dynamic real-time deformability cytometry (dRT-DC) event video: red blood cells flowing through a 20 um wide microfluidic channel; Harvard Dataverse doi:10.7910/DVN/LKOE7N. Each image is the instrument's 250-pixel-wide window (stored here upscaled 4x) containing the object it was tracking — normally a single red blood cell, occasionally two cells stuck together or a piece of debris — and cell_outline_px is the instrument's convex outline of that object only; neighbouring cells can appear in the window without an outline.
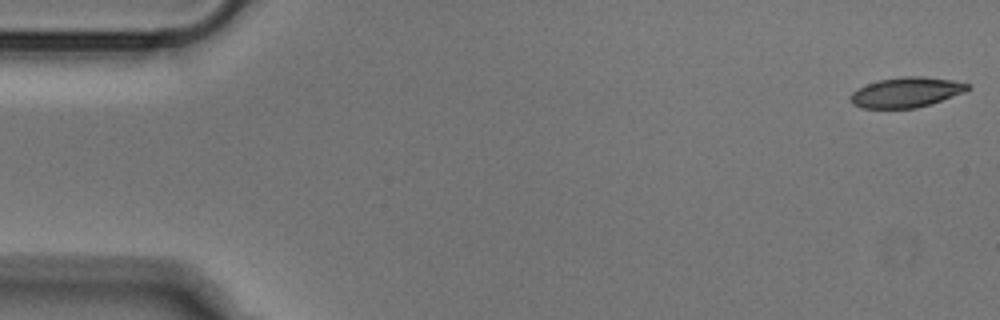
{"species": "Egyptian fruit bat (a non-hibernating species)", "species_latin": "Rousettus aegyptiacus", "temperature_condition": "cold", "stored_images_in_passage": 8, "camera_frame_rate_fps": 3000, "um_per_image_px": 0.085, "animal": {"sex": "male"}, "frame": {"image": 1, "passage_image": 1, "time_ms": 0.0, "image_size_px": [1000, 320], "cell_outline_px": [[968, 88], [964, 92], [916, 108], [860, 108], [852, 104], [848, 100], [848, 96], [856, 88], [880, 80], [900, 76], [920, 76], [952, 80], [968, 84]], "centroid_in_image_um": [76.93, 7.85], "position_along_channel_um": 8.1, "area_um2": 20.4}}